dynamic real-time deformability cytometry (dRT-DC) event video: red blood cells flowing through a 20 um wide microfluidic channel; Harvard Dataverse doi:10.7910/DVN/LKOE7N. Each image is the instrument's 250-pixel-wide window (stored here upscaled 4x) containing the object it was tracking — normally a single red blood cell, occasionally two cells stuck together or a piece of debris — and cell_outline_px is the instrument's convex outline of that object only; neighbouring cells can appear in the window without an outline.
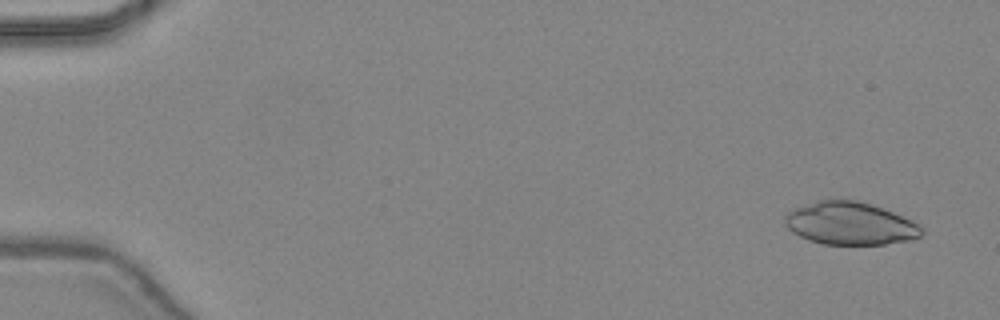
{"species": "common noctule bat (a hibernating species)", "species_latin": "Nyctalus noctula", "temperature_condition": "warm", "stored_images_in_passage": 16, "camera_frame_rate_fps": 3000, "um_per_image_px": 0.085, "animal": {"sex": "female", "body_mass_g": 24.6, "forearm_length_mm": 56.2}, "frame": {"image": 1, "passage_image": 3, "time_ms": 0.667, "image_size_px": [1000, 320], "cell_outline_px": [[924, 232], [920, 236], [908, 240], [884, 244], [824, 244], [808, 240], [792, 232], [784, 224], [784, 216], [788, 212], [796, 208], [820, 200], [856, 200], [872, 204], [912, 220], [924, 228]], "centroid_in_image_um": [72.26, 19.0], "position_along_channel_um": 12.7, "area_um2": 33.81}}